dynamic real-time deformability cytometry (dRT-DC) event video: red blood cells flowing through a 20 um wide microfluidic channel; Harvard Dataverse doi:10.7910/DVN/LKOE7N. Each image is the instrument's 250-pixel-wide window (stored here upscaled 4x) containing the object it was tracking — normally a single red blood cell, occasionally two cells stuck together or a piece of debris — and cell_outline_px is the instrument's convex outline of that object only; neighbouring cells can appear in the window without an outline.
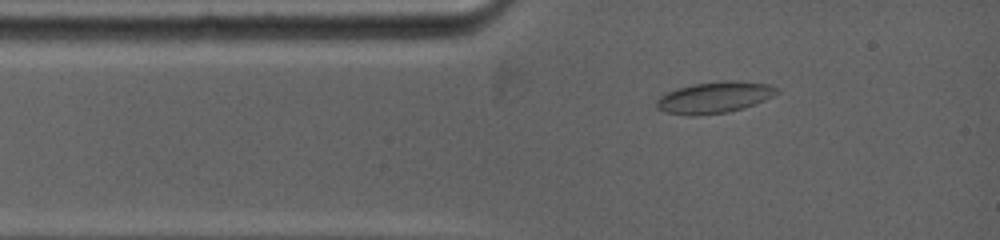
{"species": "common noctule bat (a hibernating species)", "species_latin": "Nyctalus noctula", "temperature_condition": "warm", "stored_images_in_passage": 38, "camera_frame_rate_fps": 5000, "um_per_image_px": 0.085, "animal": {"sex": "female", "body_mass_g": 19.0, "forearm_length_mm": 53.3}, "frame": {"image": 1, "passage_image": 4, "time_ms": 1.0, "image_size_px": [1000, 240], "cell_outline_px": [[780, 92], [764, 100], [744, 108], [728, 112], [696, 116], [688, 116], [664, 112], [656, 108], [656, 100], [660, 96], [668, 92], [692, 84], [724, 80], [736, 80], [768, 84], [780, 88]], "centroid_in_image_um": [60.74, 8.28], "position_along_channel_um": 24.3, "area_um2": 22.2}}
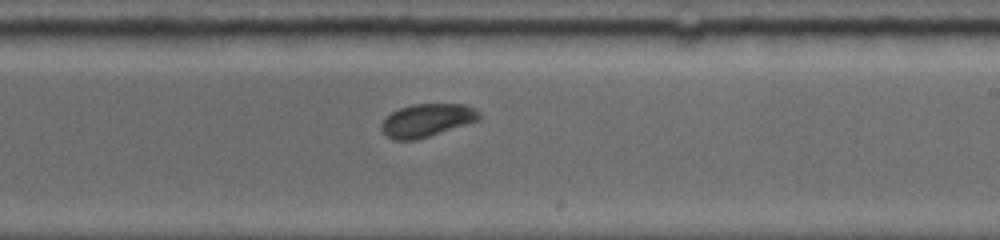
{"frame": {"image": 2, "passage_image": 19, "time_ms": 7.2, "image_size_px": [1000, 240], "cell_outline_px": [[484, 116], [480, 120], [416, 140], [392, 140], [380, 128], [380, 124], [392, 112], [400, 108], [412, 104], [464, 104], [480, 112]], "centroid_in_image_um": [36.31, 10.22], "position_along_channel_um": 252.7, "area_um2": 18.79}}
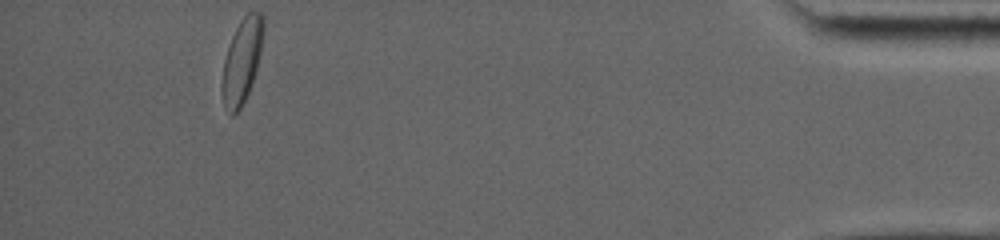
{"frame": {"image": 3, "passage_image": 38, "time_ms": 13.6, "image_size_px": [1000, 240], "cell_outline_px": [[264, 32], [260, 52], [256, 68], [248, 92], [240, 108], [232, 116], [224, 104], [220, 92], [220, 84], [224, 60], [232, 36], [240, 20], [248, 12], [260, 12], [264, 16]], "centroid_in_image_um": [20.54, 5.15], "position_along_channel_um": 414.7, "area_um2": 20.17}, "authors_computed_cell_mechanics": {"area_um2": 19.8254, "velocity_mm_per_s": 3.8801, "shape_relaxation_time_tau1_ms": 4.751, "shape_relaxation_time_tau2_ms": null, "deformation_change_tau1": 0.1177, "deformation_change_tau2": null}}